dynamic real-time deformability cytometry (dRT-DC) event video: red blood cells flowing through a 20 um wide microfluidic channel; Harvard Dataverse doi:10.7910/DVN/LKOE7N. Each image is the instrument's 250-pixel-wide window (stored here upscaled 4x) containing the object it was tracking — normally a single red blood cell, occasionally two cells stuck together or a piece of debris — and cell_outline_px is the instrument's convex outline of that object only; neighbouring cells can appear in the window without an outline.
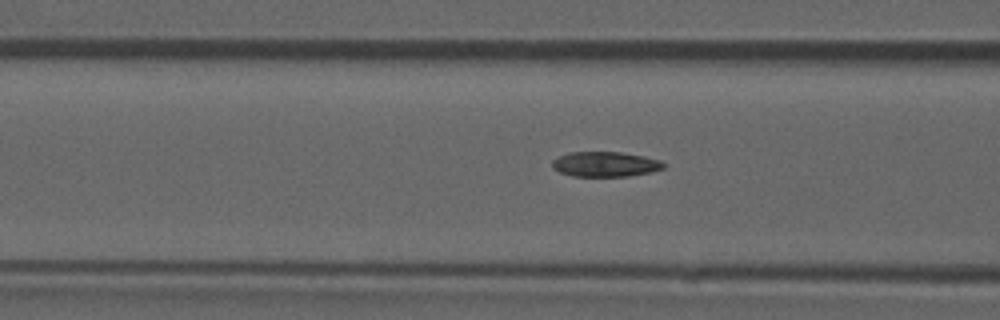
{"species": "common noctule bat (a hibernating species)", "species_latin": "Nyctalus noctula", "temperature_condition": "room temperature", "stored_images_in_passage": 41, "camera_frame_rate_fps": 3000, "um_per_image_px": 0.085, "animal": {"sex": "male", "forearm_length_mm": 52.5}, "frame": {"image": 1, "passage_image": 18, "time_ms": 5.667, "image_size_px": [1000, 320], "cell_outline_px": [[664, 168], [652, 172], [628, 176], [572, 176], [560, 172], [552, 168], [552, 160], [568, 152], [620, 152], [644, 156], [660, 160], [664, 164]], "centroid_in_image_um": [51.44, 13.96], "position_along_channel_um": 115.2, "area_um2": 16.24}, "authors_computed_cell_mechanics": {"area_um2": 16.8776, "velocity_mm_per_s": 3.8958, "shape_relaxation_time_tau1_ms": 6.0217, "shape_relaxation_time_tau2_ms": 2.3411, "deformation_change_tau1": 0.1652, "deformation_change_tau2": 0.0814}}